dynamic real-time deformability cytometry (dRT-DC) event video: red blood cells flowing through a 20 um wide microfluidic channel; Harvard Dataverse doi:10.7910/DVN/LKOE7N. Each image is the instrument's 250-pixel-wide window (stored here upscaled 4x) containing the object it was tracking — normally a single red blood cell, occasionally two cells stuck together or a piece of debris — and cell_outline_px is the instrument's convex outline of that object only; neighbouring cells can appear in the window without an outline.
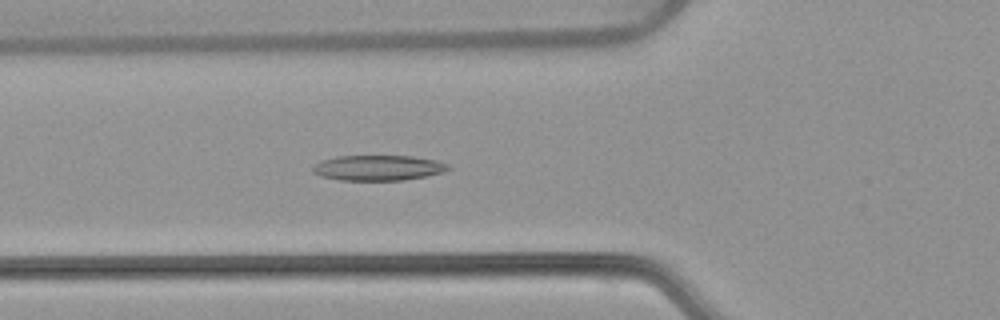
{"species": "common noctule bat (a hibernating species)", "species_latin": "Nyctalus noctula", "temperature_condition": "warm", "stored_images_in_passage": 51, "camera_frame_rate_fps": 3000, "um_per_image_px": 0.085, "animal": {"sex": "female", "body_mass_g": 22.7, "forearm_length_mm": 54.2}, "frame": {"image": 1, "passage_image": 17, "time_ms": 5.333, "image_size_px": [1000, 320], "cell_outline_px": [[452, 168], [444, 172], [428, 176], [404, 180], [340, 180], [320, 176], [312, 172], [312, 168], [320, 160], [336, 156], [412, 156], [436, 160], [448, 164]], "centroid_in_image_um": [32.16, 14.26], "position_along_channel_um": 93.6, "area_um2": 20.17}}
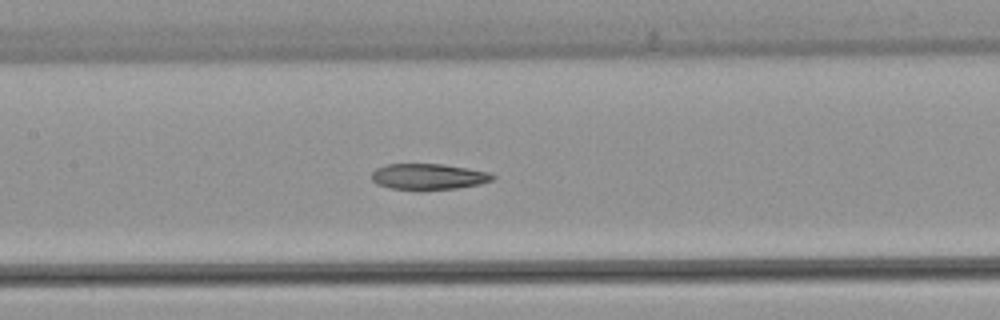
{"frame": {"image": 2, "passage_image": 23, "time_ms": 7.333, "image_size_px": [1000, 320], "cell_outline_px": [[496, 176], [492, 180], [480, 184], [456, 188], [420, 192], [388, 188], [376, 184], [372, 180], [372, 172], [376, 168], [388, 164], [444, 164], [468, 168], [488, 172]], "centroid_in_image_um": [36.38, 15.04], "position_along_channel_um": 171.0, "area_um2": 18.84}}
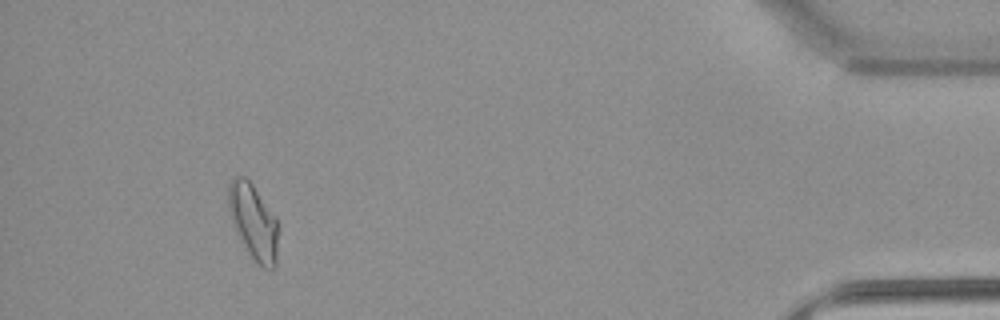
{"frame": {"image": 3, "passage_image": 47, "time_ms": 15.333, "image_size_px": [1000, 320], "cell_outline_px": [[280, 224], [276, 264], [272, 268], [264, 268], [248, 252], [236, 232], [228, 208], [228, 180], [232, 176], [244, 176], [252, 184], [276, 216]], "centroid_in_image_um": [21.56, 18.8], "position_along_channel_um": 413.6, "area_um2": 22.14}, "authors_computed_cell_mechanics": {"area_um2": 20.2878, "velocity_mm_per_s": 3.8527, "shape_relaxation_time_tau1_ms": null, "shape_relaxation_time_tau2_ms": 3.4751, "deformation_change_tau1": null, "deformation_change_tau2": 0.1139}}